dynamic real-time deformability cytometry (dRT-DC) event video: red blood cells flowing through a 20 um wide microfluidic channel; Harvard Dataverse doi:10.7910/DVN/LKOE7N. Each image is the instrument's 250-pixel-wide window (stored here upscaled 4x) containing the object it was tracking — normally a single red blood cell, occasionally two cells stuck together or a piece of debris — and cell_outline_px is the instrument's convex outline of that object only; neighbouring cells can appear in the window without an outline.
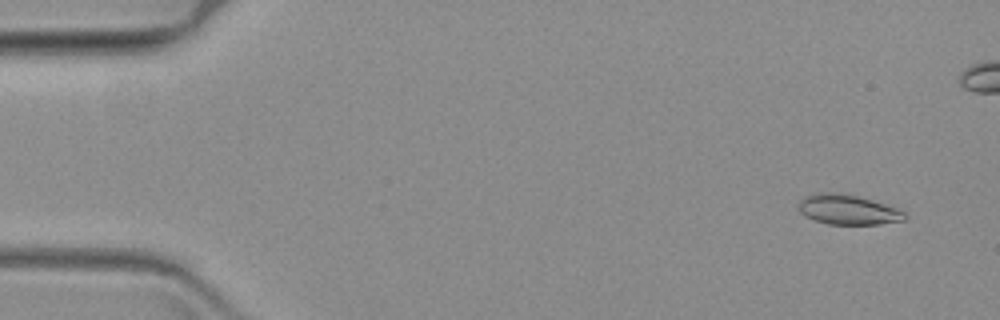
{"species": "common noctule bat (a hibernating species)", "species_latin": "Nyctalus noctula", "temperature_condition": "warm", "stored_images_in_passage": 62, "camera_frame_rate_fps": 3000, "um_per_image_px": 0.085, "animal": {"sex": "female", "body_mass_g": 19.3, "forearm_length_mm": 54.1}, "frame": {"image": 1, "passage_image": 2, "time_ms": 0.333, "image_size_px": [1000, 320], "cell_outline_px": [[908, 220], [880, 224], [828, 224], [804, 216], [800, 212], [796, 204], [804, 196], [824, 192], [832, 192], [856, 196], [872, 200], [900, 208], [908, 216]], "centroid_in_image_um": [72.1, 17.83], "position_along_channel_um": 12.9, "area_um2": 18.67}}
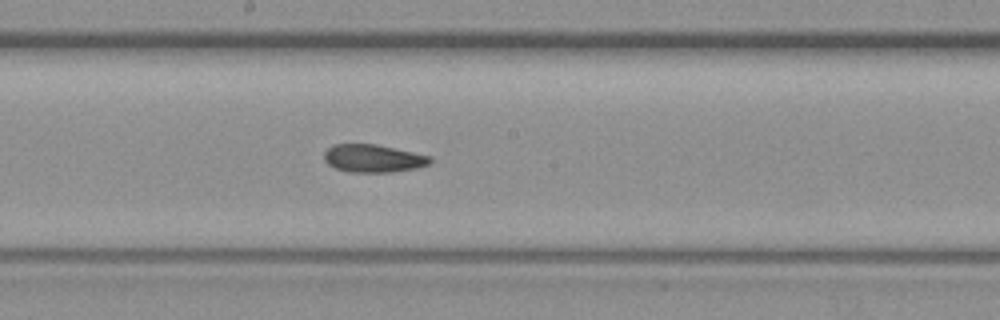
{"frame": {"image": 2, "passage_image": 32, "time_ms": 10.333, "image_size_px": [1000, 320], "cell_outline_px": [[432, 160], [428, 164], [416, 168], [392, 172], [348, 172], [336, 168], [328, 164], [324, 160], [324, 152], [332, 144], [376, 144], [432, 156]], "centroid_in_image_um": [31.71, 13.46], "position_along_channel_um": 216.5, "area_um2": 17.22}}
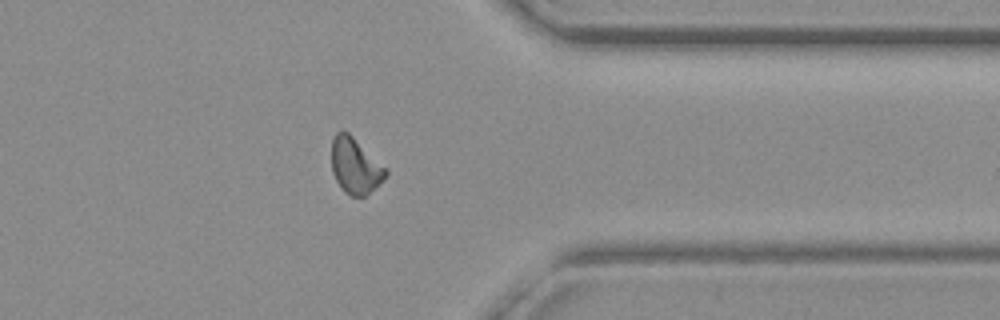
{"frame": {"image": 3, "passage_image": 48, "time_ms": 15.667, "image_size_px": [1000, 320], "cell_outline_px": [[388, 176], [364, 196], [352, 196], [344, 192], [340, 188], [332, 172], [332, 140], [336, 132], [348, 132], [388, 172]], "centroid_in_image_um": [30.16, 14.13], "position_along_channel_um": 381.2, "area_um2": 17.05}}